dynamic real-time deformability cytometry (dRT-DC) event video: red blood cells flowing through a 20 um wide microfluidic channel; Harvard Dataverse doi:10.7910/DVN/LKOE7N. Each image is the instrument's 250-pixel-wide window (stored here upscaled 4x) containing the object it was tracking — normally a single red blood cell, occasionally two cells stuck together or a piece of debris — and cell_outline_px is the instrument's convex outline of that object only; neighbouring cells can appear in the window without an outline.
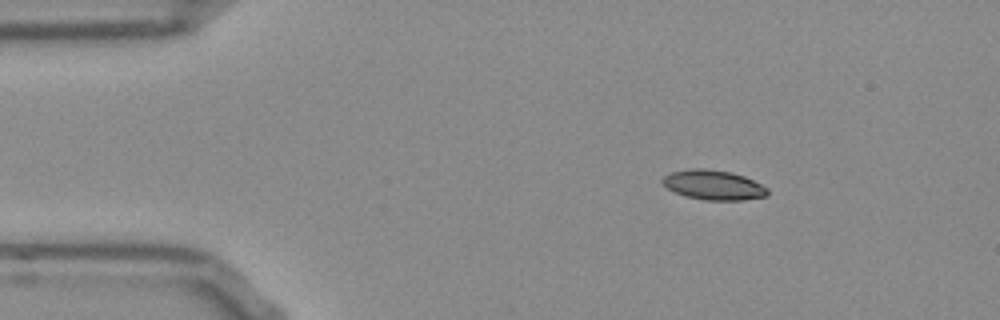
{"species": "Egyptian fruit bat (a non-hibernating species)", "species_latin": "Rousettus aegyptiacus", "temperature_condition": "room temperature", "stored_images_in_passage": 45, "camera_frame_rate_fps": 3000, "um_per_image_px": 0.085, "frame": {"image": 1, "passage_image": 1, "time_ms": 0.0, "image_size_px": [1000, 320], "cell_outline_px": [[768, 196], [744, 200], [704, 200], [684, 196], [668, 188], [660, 180], [664, 176], [672, 172], [692, 168], [704, 168], [732, 172], [744, 176], [768, 188]], "centroid_in_image_um": [60.66, 15.72], "position_along_channel_um": 24.3, "area_um2": 18.21}}
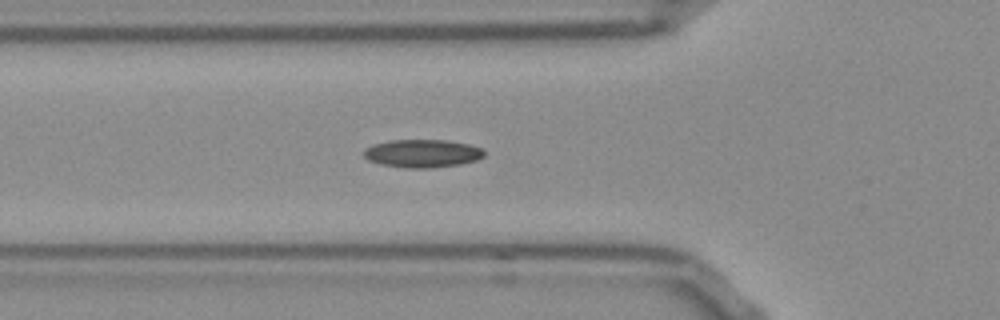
{"frame": {"image": 2, "passage_image": 11, "time_ms": 3.333, "image_size_px": [1000, 320], "cell_outline_px": [[484, 156], [476, 160], [460, 164], [428, 168], [408, 168], [380, 164], [368, 160], [364, 156], [364, 148], [372, 144], [392, 140], [444, 140], [468, 144], [480, 148], [484, 152]], "centroid_in_image_um": [35.86, 13.04], "position_along_channel_um": 89.9, "area_um2": 19.54}}
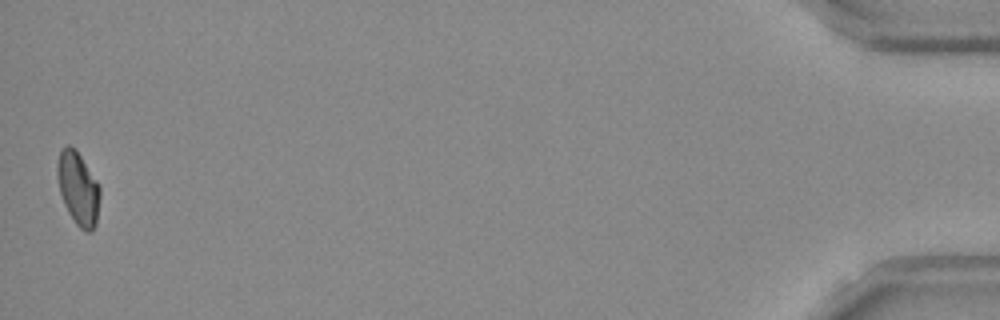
{"frame": {"image": 3, "passage_image": 45, "time_ms": 14.667, "image_size_px": [1000, 320], "cell_outline_px": [[100, 196], [96, 224], [92, 232], [84, 232], [76, 224], [68, 212], [64, 204], [60, 192], [56, 176], [56, 164], [60, 152], [68, 144], [76, 148], [100, 184]], "centroid_in_image_um": [6.65, 16.01], "position_along_channel_um": 428.6, "area_um2": 18.55}, "authors_computed_cell_mechanics": {"area_um2": 18.3804, "velocity_mm_per_s": 3.8523, "shape_relaxation_time_tau1_ms": null, "shape_relaxation_time_tau2_ms": 5.9237, "deformation_change_tau1": null, "deformation_change_tau2": 0.1092}}